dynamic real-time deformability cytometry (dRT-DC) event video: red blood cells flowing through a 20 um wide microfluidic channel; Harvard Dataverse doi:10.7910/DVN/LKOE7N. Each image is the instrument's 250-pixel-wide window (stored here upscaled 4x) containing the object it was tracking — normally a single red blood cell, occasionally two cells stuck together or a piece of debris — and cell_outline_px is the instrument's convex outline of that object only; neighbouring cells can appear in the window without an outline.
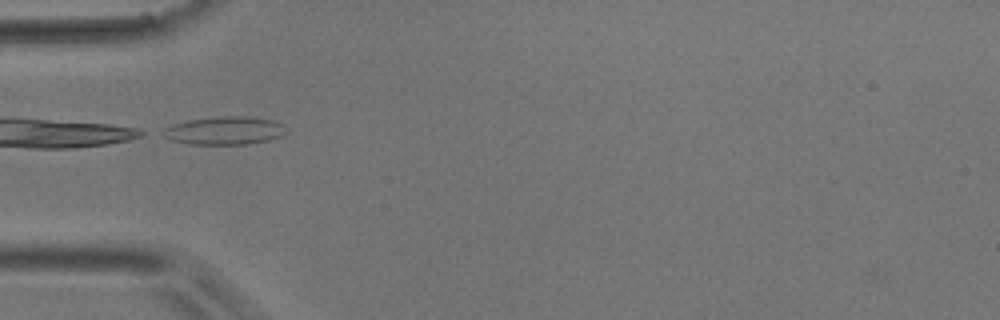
{"species": "common noctule bat (a hibernating species)", "species_latin": "Nyctalus noctula", "temperature_condition": "room temperature", "stored_images_in_passage": 33, "camera_frame_rate_fps": 3000, "um_per_image_px": 0.085, "animal": {"sex": "male", "body_mass_g": 17.9}, "frame": {"image": 1, "passage_image": 1, "time_ms": 0.0, "image_size_px": [1000, 320], "cell_outline_px": [[284, 132], [280, 136], [268, 140], [248, 144], [192, 144], [172, 140], [156, 132], [172, 124], [188, 120], [216, 116], [252, 116], [272, 120], [280, 124]], "centroid_in_image_um": [18.99, 11.09], "position_along_channel_um": 66.0, "area_um2": 20.11}}
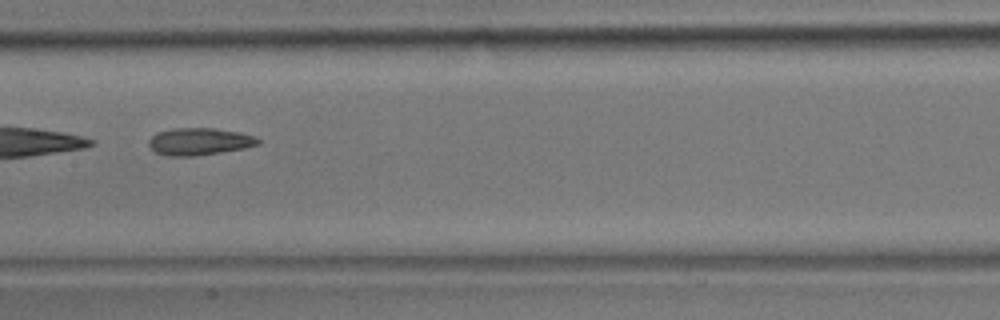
{"frame": {"image": 2, "passage_image": 10, "time_ms": 3.0, "image_size_px": [1000, 320], "cell_outline_px": [[260, 144], [244, 148], [220, 152], [192, 156], [168, 156], [156, 152], [148, 144], [148, 140], [156, 132], [172, 128], [216, 128], [240, 132], [256, 136], [260, 140]], "centroid_in_image_um": [16.95, 12.01], "position_along_channel_um": 190.4, "area_um2": 17.4}}